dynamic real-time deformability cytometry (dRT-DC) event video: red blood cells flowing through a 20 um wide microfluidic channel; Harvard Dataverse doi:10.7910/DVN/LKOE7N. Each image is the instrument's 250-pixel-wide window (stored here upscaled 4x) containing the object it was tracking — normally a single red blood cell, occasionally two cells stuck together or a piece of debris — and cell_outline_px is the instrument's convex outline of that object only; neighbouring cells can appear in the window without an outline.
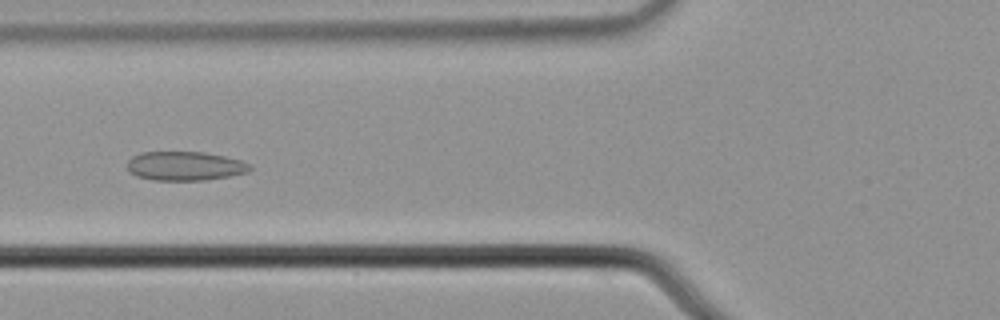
{"species": "common noctule bat (a hibernating species)", "species_latin": "Nyctalus noctula", "temperature_condition": "cold", "stored_images_in_passage": 7, "camera_frame_rate_fps": 3000, "um_per_image_px": 0.085, "animal": {"sex": "male", "body_mass_g": 21.5, "forearm_length_mm": 52.0}, "frame": {"image": 1, "passage_image": 6, "time_ms": 1.667, "image_size_px": [1000, 320], "cell_outline_px": [[252, 168], [248, 172], [228, 176], [204, 180], [152, 180], [136, 176], [128, 168], [128, 160], [132, 156], [140, 152], [204, 152], [224, 156], [240, 160], [252, 164]], "centroid_in_image_um": [15.73, 14.1], "position_along_channel_um": 110.1, "area_um2": 20.75}}
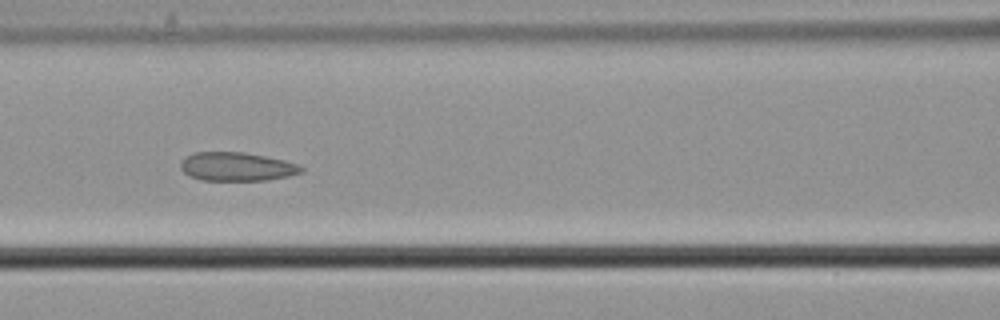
{"frame": {"image": 2, "passage_image": 7, "time_ms": 2.0, "image_size_px": [1000, 320], "cell_outline_px": [[304, 172], [288, 176], [268, 180], [200, 180], [188, 176], [180, 168], [180, 164], [188, 156], [196, 152], [244, 152], [284, 160], [296, 164], [304, 168]], "centroid_in_image_um": [20.13, 14.17], "position_along_channel_um": 146.5, "area_um2": 20.06}}